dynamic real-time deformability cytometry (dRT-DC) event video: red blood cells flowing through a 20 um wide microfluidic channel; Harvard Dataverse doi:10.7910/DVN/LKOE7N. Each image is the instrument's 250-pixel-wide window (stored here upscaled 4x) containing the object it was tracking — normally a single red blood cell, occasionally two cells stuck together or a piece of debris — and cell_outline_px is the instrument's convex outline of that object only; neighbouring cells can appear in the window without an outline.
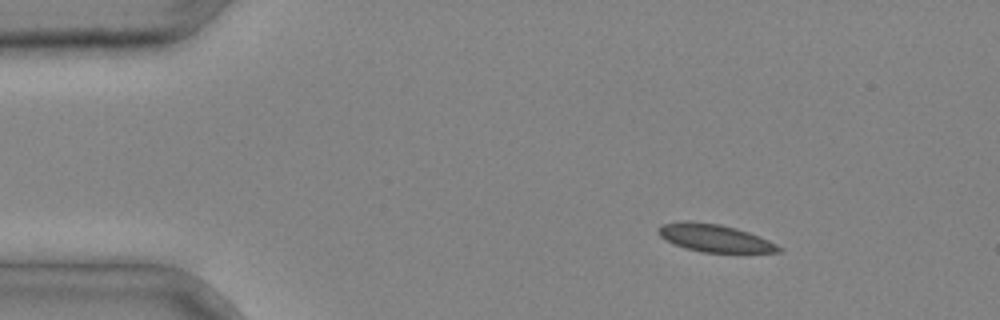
{"species": "common noctule bat (a hibernating species)", "species_latin": "Nyctalus noctula", "temperature_condition": "cold", "stored_images_in_passage": 37, "camera_frame_rate_fps": 3000, "um_per_image_px": 0.085, "animal": {"sex": "male", "body_mass_g": 20.4}, "frame": {"image": 1, "passage_image": 5, "time_ms": 1.333, "image_size_px": [1000, 320], "cell_outline_px": [[784, 248], [780, 252], [704, 252], [688, 248], [676, 244], [660, 236], [656, 232], [656, 228], [660, 224], [680, 220], [688, 220], [720, 224], [736, 228], [748, 232], [768, 240]], "centroid_in_image_um": [60.7, 20.2], "position_along_channel_um": 24.3, "area_um2": 19.31}}
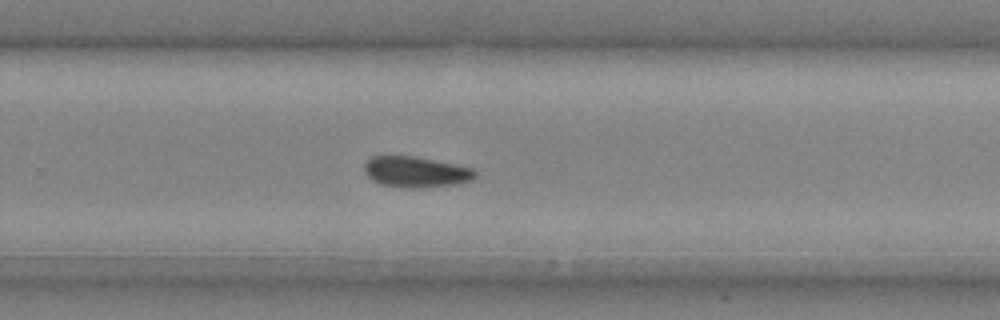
{"frame": {"image": 2, "passage_image": 25, "time_ms": 8.0, "image_size_px": [1000, 320], "cell_outline_px": [[476, 176], [468, 180], [452, 184], [420, 188], [408, 188], [380, 184], [372, 180], [364, 172], [364, 164], [372, 156], [416, 156], [472, 168], [476, 172]], "centroid_in_image_um": [35.29, 14.61], "position_along_channel_um": 294.5, "area_um2": 19.65}}
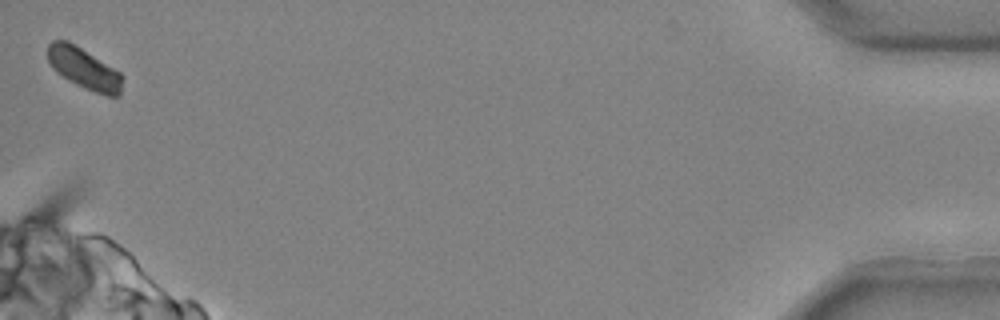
{"frame": {"image": 3, "passage_image": 37, "time_ms": 12.0, "image_size_px": [1000, 320], "cell_outline_px": [[124, 76], [120, 96], [108, 96], [84, 88], [68, 80], [56, 72], [52, 68], [48, 60], [48, 44], [52, 40], [68, 40], [120, 72]], "centroid_in_image_um": [7.15, 5.82], "position_along_channel_um": 428.0, "area_um2": 17.92}}